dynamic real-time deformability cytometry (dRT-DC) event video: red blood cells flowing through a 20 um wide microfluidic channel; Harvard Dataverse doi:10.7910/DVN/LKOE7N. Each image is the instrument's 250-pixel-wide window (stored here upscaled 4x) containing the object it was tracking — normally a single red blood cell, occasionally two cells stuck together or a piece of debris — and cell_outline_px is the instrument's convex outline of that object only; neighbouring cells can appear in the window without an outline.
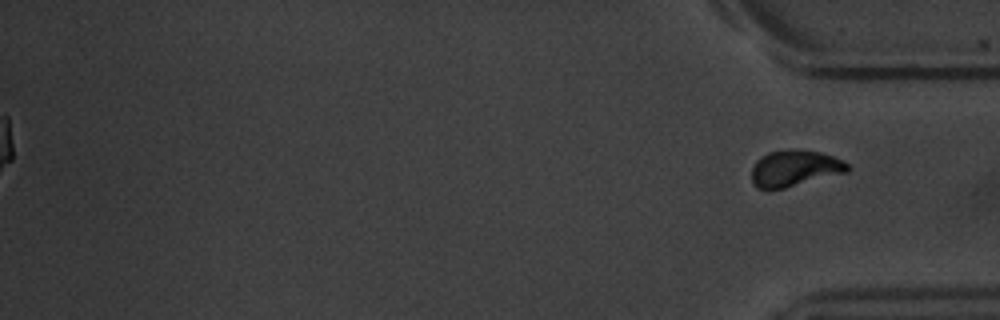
{"species": "common noctule bat (a hibernating species)", "species_latin": "Nyctalus noctula", "temperature_condition": "warm", "stored_images_in_passage": 40, "segment_of_instrument_passage": [2, 2], "camera_frame_rate_fps": 3000, "um_per_image_px": 0.085, "animal": {"sex": "male", "body_mass_g": 20.1, "forearm_length_mm": 53.5}, "frame": {"image": 1, "passage_image": 40, "time_ms": 13.0, "image_size_px": [1000, 320], "cell_outline_px": [[852, 168], [848, 172], [768, 192], [756, 188], [752, 180], [752, 168], [756, 160], [760, 156], [768, 152], [788, 148], [796, 148], [820, 152], [844, 160]], "centroid_in_image_um": [67.53, 14.31], "position_along_channel_um": 367.7, "area_um2": 20.92}}